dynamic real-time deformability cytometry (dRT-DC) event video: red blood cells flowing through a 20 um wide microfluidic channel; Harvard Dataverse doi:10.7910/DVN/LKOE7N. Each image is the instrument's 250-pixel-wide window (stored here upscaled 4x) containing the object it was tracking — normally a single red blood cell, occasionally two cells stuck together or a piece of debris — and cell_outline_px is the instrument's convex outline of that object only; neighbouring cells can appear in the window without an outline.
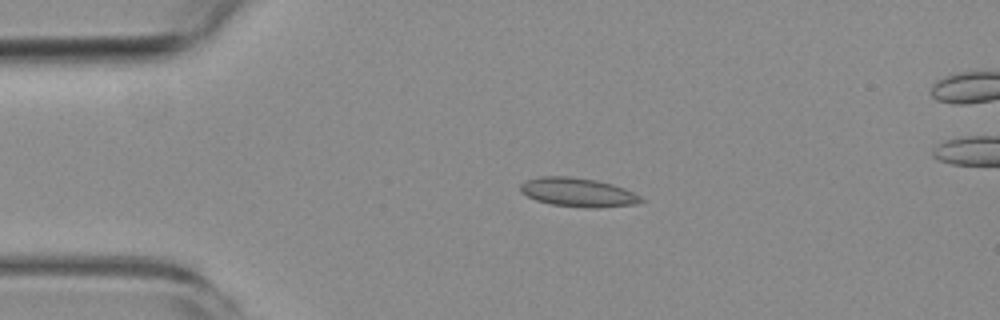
{"species": "common noctule bat (a hibernating species)", "species_latin": "Nyctalus noctula", "temperature_condition": "room temperature", "stored_images_in_passage": 3, "camera_frame_rate_fps": 3000, "um_per_image_px": 0.085, "animal": {"sex": "female", "body_mass_g": 19.3, "forearm_length_mm": 54.1}, "frame": {"image": 1, "passage_image": 1, "time_ms": 0.0, "image_size_px": [1000, 320], "cell_outline_px": [[644, 200], [636, 204], [596, 208], [584, 208], [552, 204], [536, 200], [520, 192], [520, 184], [524, 180], [540, 176], [568, 176], [596, 180], [612, 184], [624, 188], [640, 196]], "centroid_in_image_um": [49.09, 16.34], "position_along_channel_um": 35.9, "area_um2": 20.35}}